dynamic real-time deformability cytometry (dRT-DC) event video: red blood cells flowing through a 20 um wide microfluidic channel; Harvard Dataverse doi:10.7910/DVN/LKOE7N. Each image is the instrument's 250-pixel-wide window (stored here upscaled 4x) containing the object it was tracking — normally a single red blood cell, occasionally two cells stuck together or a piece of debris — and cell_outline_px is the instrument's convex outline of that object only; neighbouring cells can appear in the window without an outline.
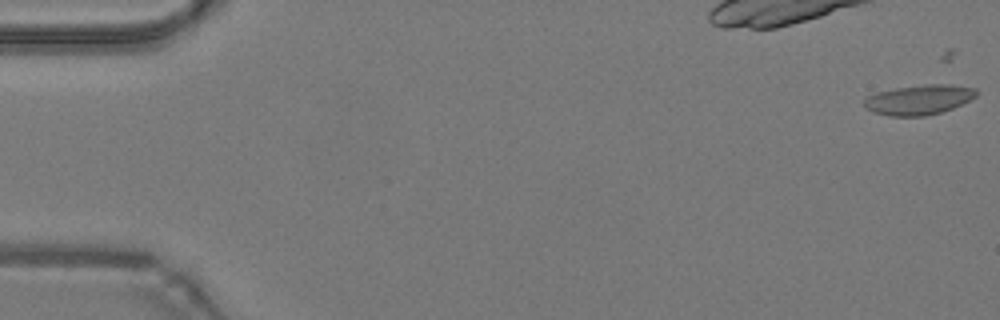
{"species": "common noctule bat (a hibernating species)", "species_latin": "Nyctalus noctula", "temperature_condition": "warm", "stored_images_in_passage": 52, "camera_frame_rate_fps": 3000, "um_per_image_px": 0.085, "animal": {"sex": "male", "body_mass_g": 19.2, "forearm_length_mm": 51.8}, "frame": {"image": 1, "passage_image": 2, "time_ms": 0.333, "image_size_px": [1000, 320], "cell_outline_px": [[976, 96], [952, 108], [940, 112], [924, 116], [888, 116], [872, 112], [864, 104], [864, 100], [868, 96], [876, 92], [896, 88], [928, 84], [948, 84], [976, 88]], "centroid_in_image_um": [78.08, 8.47], "position_along_channel_um": 6.9, "area_um2": 19.31}}
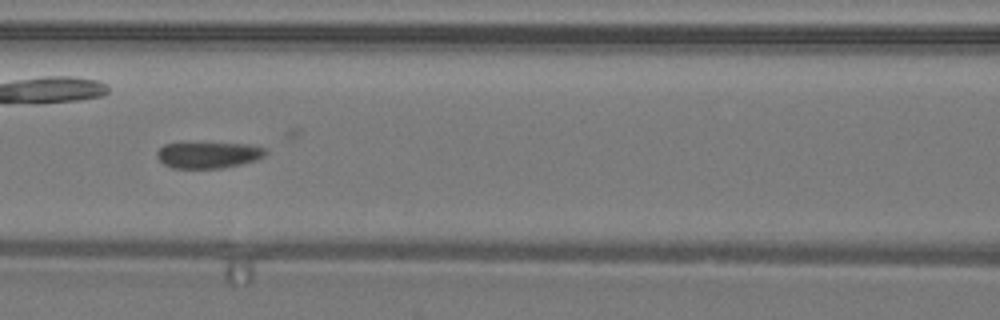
{"frame": {"image": 2, "passage_image": 23, "time_ms": 7.333, "image_size_px": [1000, 320], "cell_outline_px": [[268, 152], [264, 156], [256, 160], [240, 164], [220, 168], [172, 168], [164, 164], [156, 156], [156, 152], [164, 144], [248, 144], [264, 148]], "centroid_in_image_um": [17.71, 13.19], "position_along_channel_um": 148.9, "area_um2": 16.24}}
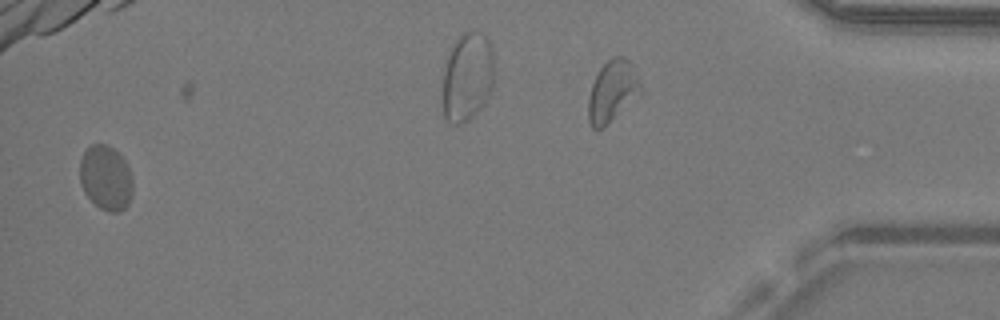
{"frame": {"image": 3, "passage_image": 50, "time_ms": 16.333, "image_size_px": [1000, 320], "cell_outline_px": [[132, 196], [128, 204], [120, 212], [108, 212], [100, 208], [84, 192], [80, 184], [80, 160], [84, 152], [92, 144], [108, 144], [128, 164], [132, 180]], "centroid_in_image_um": [9.0, 15.12], "position_along_channel_um": 426.2, "area_um2": 19.94}, "authors_computed_cell_mechanics": {"area_um2": 18.6116, "velocity_mm_per_s": 4.1101, "shape_relaxation_time_tau1_ms": 5.6606, "shape_relaxation_time_tau2_ms": null, "deformation_change_tau1": 0.1202, "deformation_change_tau2": null}}